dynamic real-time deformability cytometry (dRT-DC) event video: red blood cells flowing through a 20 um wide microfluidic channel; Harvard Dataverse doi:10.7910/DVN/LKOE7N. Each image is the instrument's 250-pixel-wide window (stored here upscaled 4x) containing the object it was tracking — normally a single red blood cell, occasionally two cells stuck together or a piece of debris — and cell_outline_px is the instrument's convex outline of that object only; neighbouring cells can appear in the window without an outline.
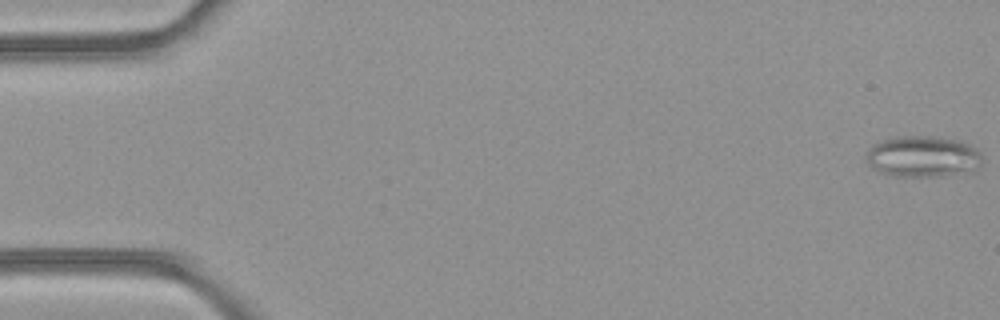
{"species": "common noctule bat (a hibernating species)", "species_latin": "Nyctalus noctula", "temperature_condition": "room temperature", "stored_images_in_passage": 49, "camera_frame_rate_fps": 3000, "um_per_image_px": 0.085, "animal": {"sex": "female", "body_mass_g": 21.9}, "frame": {"image": 1, "passage_image": 1, "time_ms": 0.0, "image_size_px": [1000, 320], "cell_outline_px": [[984, 160], [972, 172], [940, 176], [896, 176], [880, 172], [872, 168], [864, 160], [864, 156], [868, 148], [872, 144], [884, 140], [900, 136], [936, 136], [960, 140], [968, 144], [980, 152], [984, 156]], "centroid_in_image_um": [78.44, 13.3], "position_along_channel_um": 6.6, "area_um2": 28.32}}
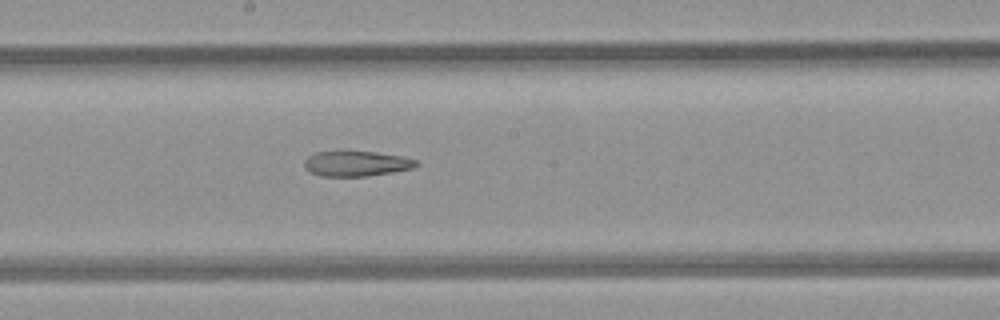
{"frame": {"image": 2, "passage_image": 27, "time_ms": 8.667, "image_size_px": [1000, 320], "cell_outline_px": [[420, 164], [412, 168], [392, 172], [368, 176], [320, 176], [304, 168], [304, 160], [308, 156], [316, 152], [340, 148], [344, 148], [376, 152], [400, 156], [416, 160]], "centroid_in_image_um": [30.23, 13.85], "position_along_channel_um": 218.0, "area_um2": 17.17}}
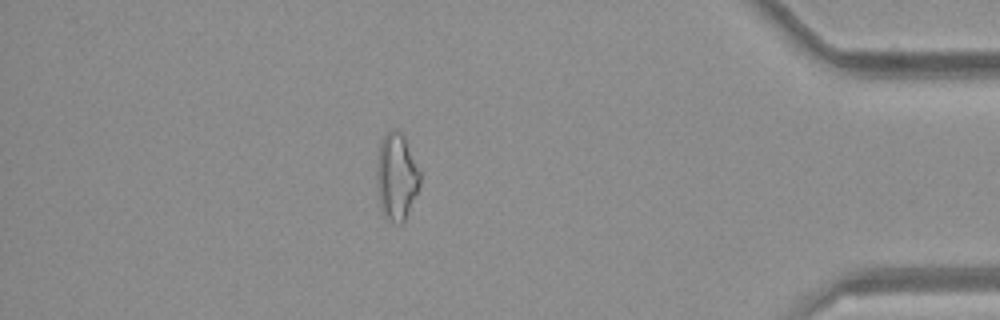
{"frame": {"image": 3, "passage_image": 43, "time_ms": 14.0, "image_size_px": [1000, 320], "cell_outline_px": [[420, 184], [404, 220], [400, 224], [396, 224], [388, 220], [384, 216], [380, 208], [376, 176], [376, 168], [380, 144], [384, 136], [388, 132], [400, 132], [404, 136], [420, 172]], "centroid_in_image_um": [33.68, 15.06], "position_along_channel_um": 401.5, "area_um2": 21.5}, "authors_computed_cell_mechanics": {"area_um2": 21.6172, "velocity_mm_per_s": 4.285, "shape_relaxation_time_tau1_ms": null, "shape_relaxation_time_tau2_ms": 10.7608, "deformation_change_tau1": null, "deformation_change_tau2": 0.2894}}